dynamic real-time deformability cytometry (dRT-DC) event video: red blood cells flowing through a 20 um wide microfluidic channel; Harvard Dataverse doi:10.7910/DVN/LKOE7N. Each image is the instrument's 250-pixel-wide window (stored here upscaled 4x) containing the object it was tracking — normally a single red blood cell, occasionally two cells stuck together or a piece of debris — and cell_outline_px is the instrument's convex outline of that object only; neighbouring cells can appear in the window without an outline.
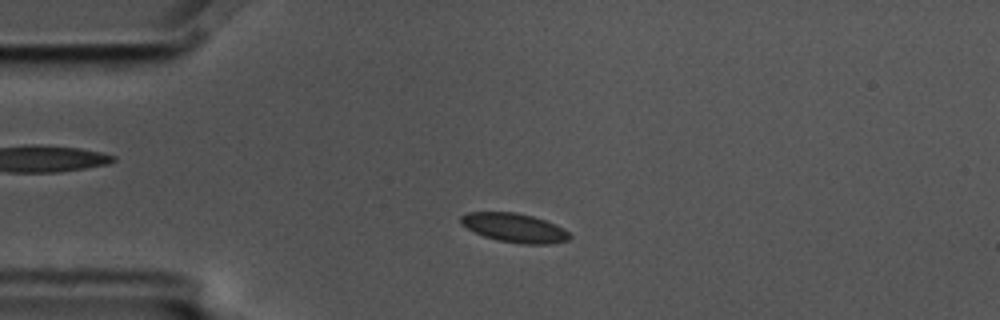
{"species": "common noctule bat (a hibernating species)", "species_latin": "Nyctalus noctula", "temperature_condition": "cold", "stored_images_in_passage": 5, "camera_frame_rate_fps": 3000, "um_per_image_px": 0.085, "animal": {"sex": "male", "body_mass_g": 17.5, "forearm_length_mm": 52.3}, "frame": {"image": 1, "passage_image": 3, "time_ms": 0.667, "image_size_px": [1000, 320], "cell_outline_px": [[572, 236], [568, 240], [552, 244], [524, 244], [496, 240], [484, 236], [460, 224], [460, 216], [468, 212], [516, 212], [532, 216], [556, 224], [568, 232]], "centroid_in_image_um": [43.73, 19.36], "position_along_channel_um": 41.3, "area_um2": 18.38}}